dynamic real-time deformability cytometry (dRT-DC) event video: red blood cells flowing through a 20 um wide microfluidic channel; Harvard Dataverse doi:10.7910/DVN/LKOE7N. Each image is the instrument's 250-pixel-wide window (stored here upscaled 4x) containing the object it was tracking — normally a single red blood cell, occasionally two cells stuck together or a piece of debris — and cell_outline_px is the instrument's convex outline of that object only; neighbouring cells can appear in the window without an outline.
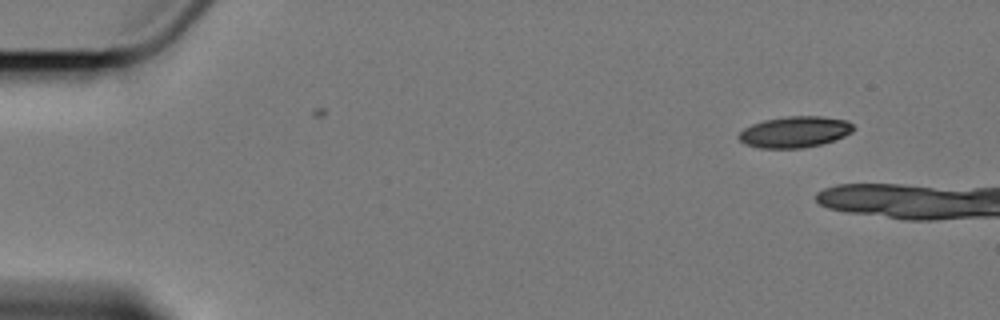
{"species": "Egyptian fruit bat (a non-hibernating species)", "species_latin": "Rousettus aegyptiacus", "temperature_condition": "cold", "stored_images_in_passage": 3, "camera_frame_rate_fps": 3000, "um_per_image_px": 0.085, "animal": {"sex": "female"}, "frame": {"image": 1, "passage_image": 1, "time_ms": 0.0, "image_size_px": [1000, 320], "cell_outline_px": [[856, 128], [852, 132], [844, 136], [820, 144], [800, 148], [760, 148], [744, 144], [740, 140], [740, 132], [744, 128], [752, 124], [764, 120], [788, 116], [820, 116], [848, 120]], "centroid_in_image_um": [67.57, 11.2], "position_along_channel_um": 17.4, "area_um2": 20.69}}